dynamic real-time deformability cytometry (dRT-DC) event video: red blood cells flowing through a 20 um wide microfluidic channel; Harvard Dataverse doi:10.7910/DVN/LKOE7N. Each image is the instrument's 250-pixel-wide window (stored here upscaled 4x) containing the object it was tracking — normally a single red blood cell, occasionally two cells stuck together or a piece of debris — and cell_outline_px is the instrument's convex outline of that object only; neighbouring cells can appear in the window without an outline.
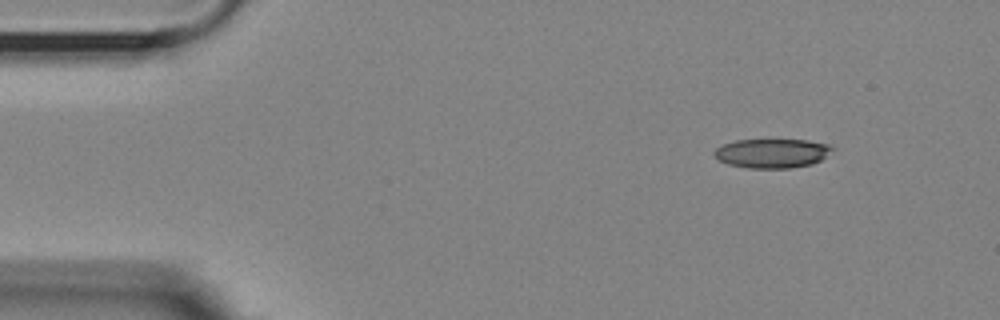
{"species": "Egyptian fruit bat (a non-hibernating species)", "species_latin": "Rousettus aegyptiacus", "temperature_condition": "room temperature", "stored_images_in_passage": 50, "camera_frame_rate_fps": 3000, "um_per_image_px": 0.085, "animal": {"sex": "female"}, "frame": {"image": 1, "passage_image": 1, "time_ms": 0.0, "image_size_px": [1000, 320], "cell_outline_px": [[836, 148], [820, 160], [812, 164], [788, 168], [748, 168], [728, 164], [720, 160], [712, 152], [720, 144], [736, 140], [808, 140], [828, 144]], "centroid_in_image_um": [65.62, 13.02], "position_along_channel_um": 19.4, "area_um2": 20.11}}
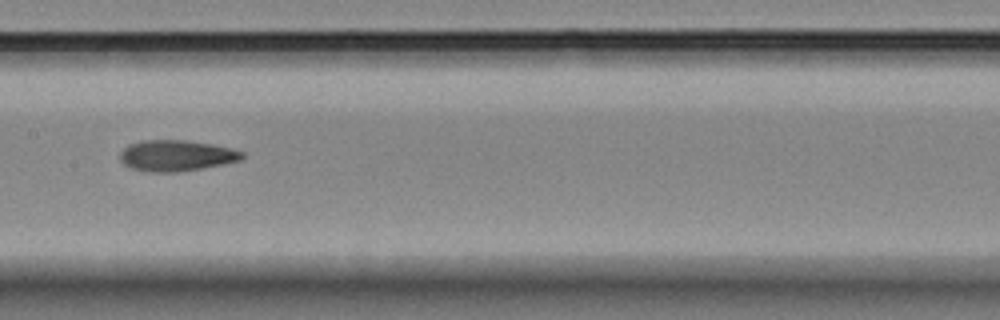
{"frame": {"image": 2, "passage_image": 22, "time_ms": 7.0, "image_size_px": [1000, 320], "cell_outline_px": [[244, 156], [240, 160], [224, 164], [204, 168], [176, 172], [148, 172], [132, 168], [124, 164], [120, 160], [120, 152], [128, 144], [140, 140], [188, 140], [212, 144], [232, 148], [244, 152]], "centroid_in_image_um": [14.99, 13.22], "position_along_channel_um": 192.4, "area_um2": 22.25}}
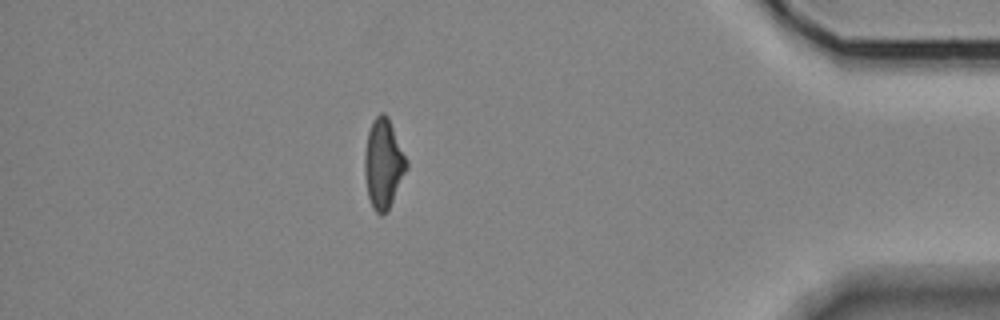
{"frame": {"image": 3, "passage_image": 43, "time_ms": 14.0, "image_size_px": [1000, 320], "cell_outline_px": [[408, 168], [388, 208], [380, 216], [372, 208], [368, 196], [364, 172], [364, 152], [368, 132], [372, 120], [380, 112], [384, 112], [388, 116], [408, 160]], "centroid_in_image_um": [32.58, 13.87], "position_along_channel_um": 402.6, "area_um2": 21.91}, "authors_computed_cell_mechanics": {"area_um2": 21.7328, "velocity_mm_per_s": 3.616, "shape_relaxation_time_tau1_ms": 5.3504, "shape_relaxation_time_tau2_ms": 3.9339, "deformation_change_tau1": 0.1819, "deformation_change_tau2": 0.133}}